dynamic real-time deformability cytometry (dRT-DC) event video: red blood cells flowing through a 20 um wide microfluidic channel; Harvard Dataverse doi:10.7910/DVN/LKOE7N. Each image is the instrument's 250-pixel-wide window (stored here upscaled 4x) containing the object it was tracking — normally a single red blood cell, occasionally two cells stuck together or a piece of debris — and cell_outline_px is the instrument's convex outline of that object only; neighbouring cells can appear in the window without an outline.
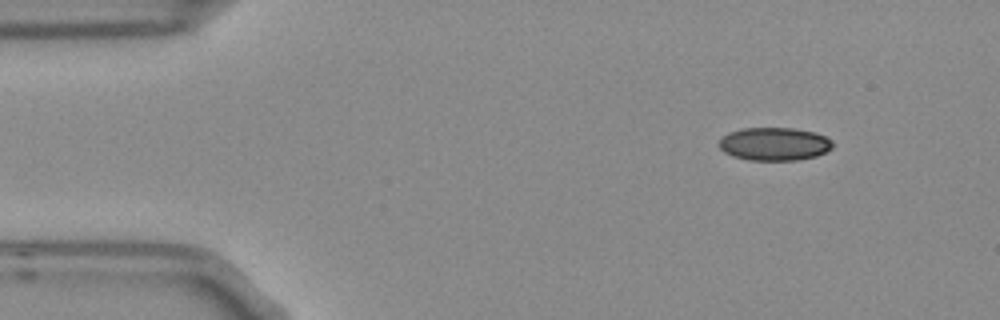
{"species": "Egyptian fruit bat (a non-hibernating species)", "species_latin": "Rousettus aegyptiacus", "temperature_condition": "room temperature", "stored_images_in_passage": 5, "camera_frame_rate_fps": 3000, "um_per_image_px": 0.085, "frame": {"image": 1, "passage_image": 1, "time_ms": 0.0, "image_size_px": [1000, 320], "cell_outline_px": [[832, 148], [816, 156], [796, 160], [748, 160], [732, 156], [724, 152], [716, 144], [728, 132], [740, 128], [792, 128], [812, 132], [824, 136], [832, 140]], "centroid_in_image_um": [65.77, 12.24], "position_along_channel_um": 19.2, "area_um2": 21.91}}
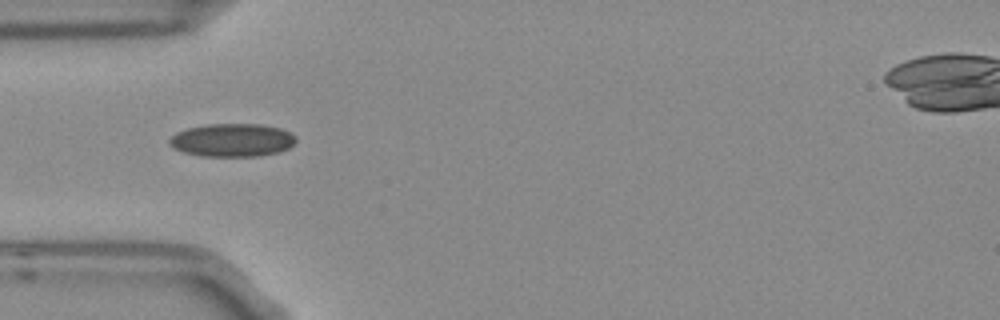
{"frame": {"image": 2, "passage_image": 4, "time_ms": 1.0, "image_size_px": [1000, 320], "cell_outline_px": [[296, 140], [288, 148], [276, 152], [260, 156], [204, 156], [184, 152], [168, 144], [168, 140], [176, 132], [188, 128], [208, 124], [260, 124], [280, 128], [296, 136]], "centroid_in_image_um": [19.73, 11.9], "position_along_channel_um": 65.3, "area_um2": 24.22}}
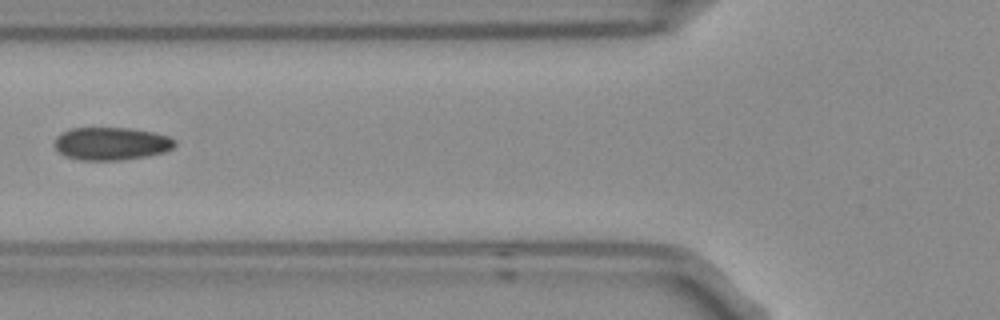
{"frame": {"image": 3, "passage_image": 5, "time_ms": 1.333, "image_size_px": [1000, 320], "cell_outline_px": [[176, 144], [172, 148], [164, 152], [148, 156], [120, 160], [80, 160], [64, 156], [52, 144], [56, 136], [60, 132], [68, 128], [128, 128], [152, 132], [168, 136], [176, 140]], "centroid_in_image_um": [9.41, 12.21], "position_along_channel_um": 116.4, "area_um2": 23.24}}